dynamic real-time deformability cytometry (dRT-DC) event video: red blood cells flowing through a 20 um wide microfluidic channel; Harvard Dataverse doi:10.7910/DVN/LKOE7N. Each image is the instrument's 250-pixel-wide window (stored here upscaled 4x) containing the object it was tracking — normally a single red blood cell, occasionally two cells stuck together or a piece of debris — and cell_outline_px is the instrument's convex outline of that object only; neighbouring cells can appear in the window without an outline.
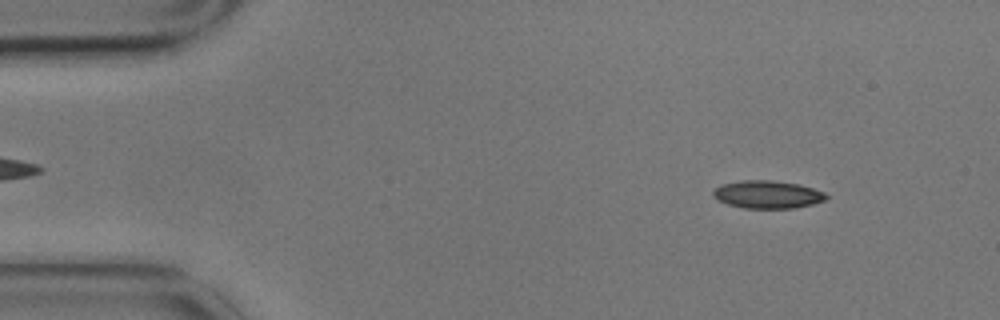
{"species": "common noctule bat (a hibernating species)", "species_latin": "Nyctalus noctula", "temperature_condition": "cold", "stored_images_in_passage": 6, "camera_frame_rate_fps": 3000, "um_per_image_px": 0.085, "animal": {"sex": "male", "body_mass_g": 17.9}, "frame": {"image": 1, "passage_image": 1, "time_ms": 0.0, "image_size_px": [1000, 320], "cell_outline_px": [[828, 196], [824, 200], [812, 204], [792, 208], [744, 208], [728, 204], [716, 200], [712, 196], [712, 192], [720, 184], [740, 180], [772, 180], [800, 184], [824, 192]], "centroid_in_image_um": [65.19, 16.52], "position_along_channel_um": 19.8, "area_um2": 18.38}}
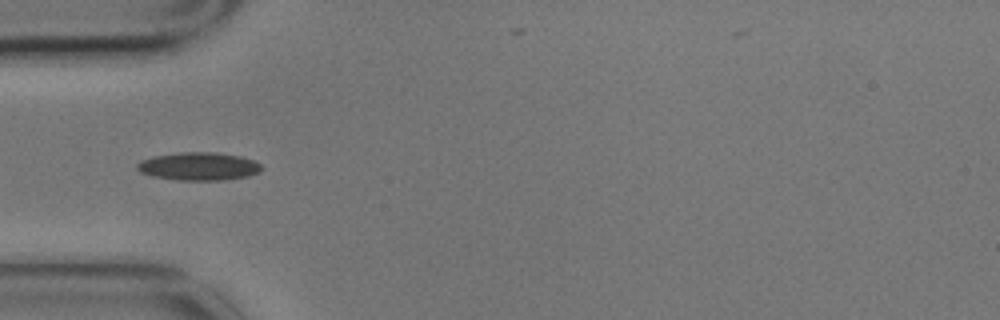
{"frame": {"image": 2, "passage_image": 4, "time_ms": 1.0, "image_size_px": [1000, 320], "cell_outline_px": [[264, 168], [260, 172], [248, 176], [220, 180], [176, 180], [152, 176], [140, 172], [136, 168], [136, 164], [140, 160], [152, 156], [180, 152], [216, 152], [240, 156], [252, 160], [260, 164]], "centroid_in_image_um": [16.86, 14.13], "position_along_channel_um": 68.1, "area_um2": 20.46}}